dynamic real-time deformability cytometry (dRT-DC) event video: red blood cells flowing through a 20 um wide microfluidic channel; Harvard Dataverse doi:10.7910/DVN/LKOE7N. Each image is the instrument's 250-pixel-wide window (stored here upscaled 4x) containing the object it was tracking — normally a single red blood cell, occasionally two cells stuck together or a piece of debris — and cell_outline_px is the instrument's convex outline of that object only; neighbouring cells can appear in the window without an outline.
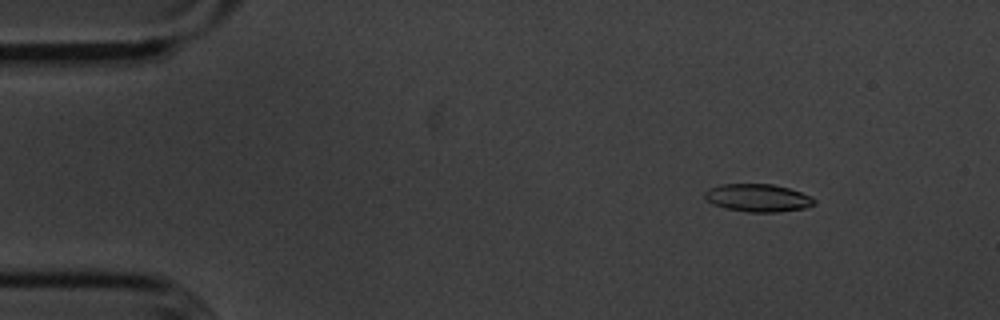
{"species": "common noctule bat (a hibernating species)", "species_latin": "Nyctalus noctula", "temperature_condition": "cold", "stored_images_in_passage": 56, "camera_frame_rate_fps": 3000, "um_per_image_px": 0.085, "animal": {"sex": "male", "body_mass_g": 20.1, "forearm_length_mm": 53.5}, "frame": {"image": 1, "passage_image": 7, "time_ms": 2.0, "image_size_px": [1000, 320], "cell_outline_px": [[816, 200], [812, 204], [804, 208], [776, 212], [748, 212], [724, 208], [712, 204], [704, 196], [704, 192], [708, 188], [720, 184], [772, 184], [788, 188], [812, 196]], "centroid_in_image_um": [64.38, 16.81], "position_along_channel_um": 20.6, "area_um2": 17.69}}
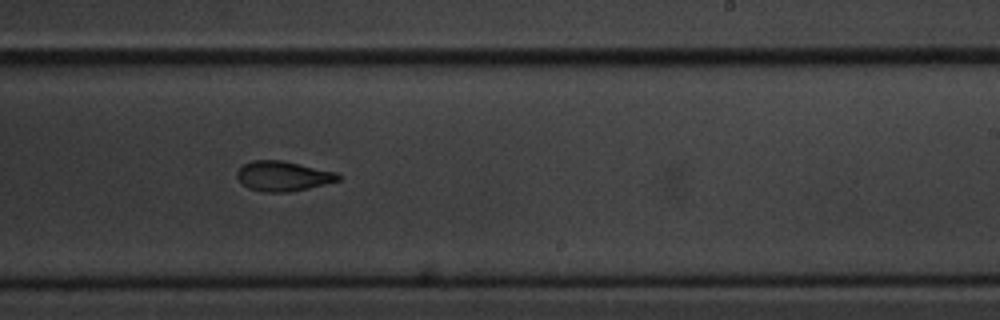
{"frame": {"image": 2, "passage_image": 34, "time_ms": 11.0, "image_size_px": [1000, 320], "cell_outline_px": [[340, 180], [308, 188], [288, 192], [264, 192], [248, 188], [236, 176], [236, 172], [244, 164], [252, 160], [280, 160], [336, 172], [340, 176]], "centroid_in_image_um": [24.04, 14.97], "position_along_channel_um": 265.0, "area_um2": 17.4}}
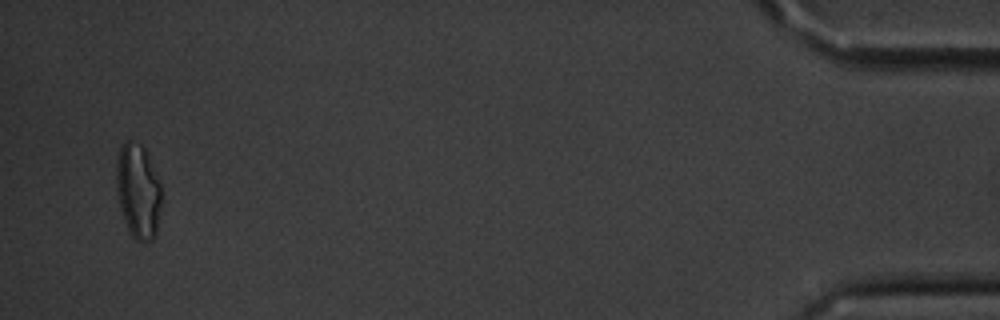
{"frame": {"image": 3, "passage_image": 54, "time_ms": 17.667, "image_size_px": [1000, 320], "cell_outline_px": [[160, 204], [156, 232], [152, 240], [136, 240], [132, 236], [124, 220], [120, 208], [116, 192], [116, 160], [120, 148], [128, 140], [132, 140], [140, 144], [144, 148], [160, 184]], "centroid_in_image_um": [11.7, 16.23], "position_along_channel_um": 423.5, "area_um2": 24.45}, "authors_computed_cell_mechanics": {"area_um2": 18.2648, "velocity_mm_per_s": 3.5975, "shape_relaxation_time_tau1_ms": 3.9585, "shape_relaxation_time_tau2_ms": 4.1678, "deformation_change_tau1": 0.162, "deformation_change_tau2": 0.1112}}